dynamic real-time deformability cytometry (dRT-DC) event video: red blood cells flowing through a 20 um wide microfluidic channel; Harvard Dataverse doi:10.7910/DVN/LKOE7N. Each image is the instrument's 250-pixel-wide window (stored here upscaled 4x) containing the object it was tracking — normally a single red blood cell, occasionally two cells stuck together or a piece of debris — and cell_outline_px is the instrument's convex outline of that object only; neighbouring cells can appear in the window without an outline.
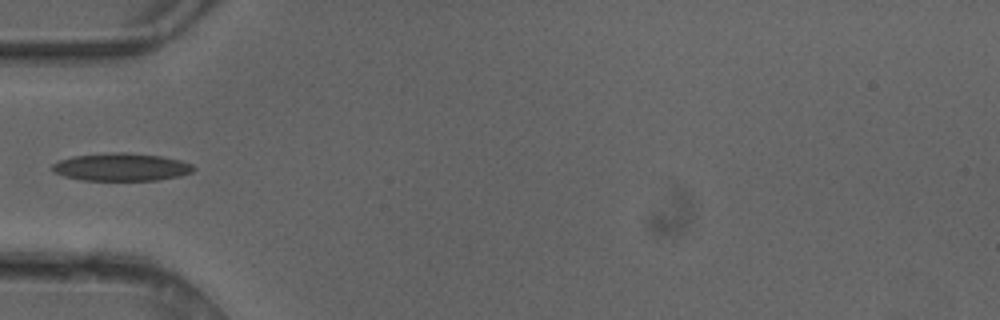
{"species": "common noctule bat (a hibernating species)", "species_latin": "Nyctalus noctula", "temperature_condition": "cold", "stored_images_in_passage": 5, "camera_frame_rate_fps": 3000, "um_per_image_px": 0.085, "animal": {"sex": "female"}, "frame": {"image": 1, "passage_image": 5, "time_ms": 1.333, "image_size_px": [1000, 320], "cell_outline_px": [[196, 168], [192, 172], [180, 176], [156, 180], [80, 180], [64, 176], [56, 172], [52, 168], [52, 164], [60, 160], [72, 156], [112, 152], [128, 152], [160, 156], [180, 160], [192, 164]], "centroid_in_image_um": [10.33, 14.19], "position_along_channel_um": 74.7, "area_um2": 22.83}}